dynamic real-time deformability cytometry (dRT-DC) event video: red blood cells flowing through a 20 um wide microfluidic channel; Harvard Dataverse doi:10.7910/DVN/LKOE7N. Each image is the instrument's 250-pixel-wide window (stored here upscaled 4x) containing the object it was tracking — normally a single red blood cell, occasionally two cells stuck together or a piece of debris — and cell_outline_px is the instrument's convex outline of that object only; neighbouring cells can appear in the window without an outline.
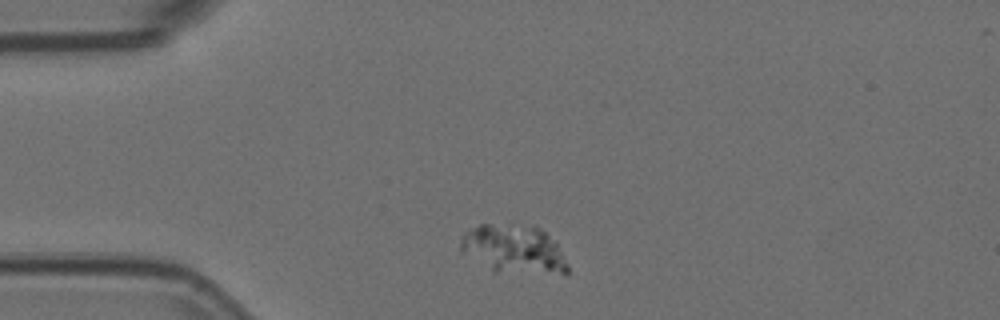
{"species": "Egyptian fruit bat (a non-hibernating species)", "species_latin": "Rousettus aegyptiacus", "temperature_condition": "room temperature", "stored_images_in_passage": 2, "camera_frame_rate_fps": 3000, "um_per_image_px": 0.085, "animal": {"sex": "female"}, "frame": {"image": 1, "passage_image": 1, "time_ms": 0.0, "image_size_px": [1000, 320], "cell_outline_px": [[568, 272], [496, 272], [460, 252], [460, 236], [468, 228], [480, 224], [536, 224], [556, 240], [568, 264]], "centroid_in_image_um": [43.64, 21.11], "position_along_channel_um": 41.4, "area_um2": 30.63}}